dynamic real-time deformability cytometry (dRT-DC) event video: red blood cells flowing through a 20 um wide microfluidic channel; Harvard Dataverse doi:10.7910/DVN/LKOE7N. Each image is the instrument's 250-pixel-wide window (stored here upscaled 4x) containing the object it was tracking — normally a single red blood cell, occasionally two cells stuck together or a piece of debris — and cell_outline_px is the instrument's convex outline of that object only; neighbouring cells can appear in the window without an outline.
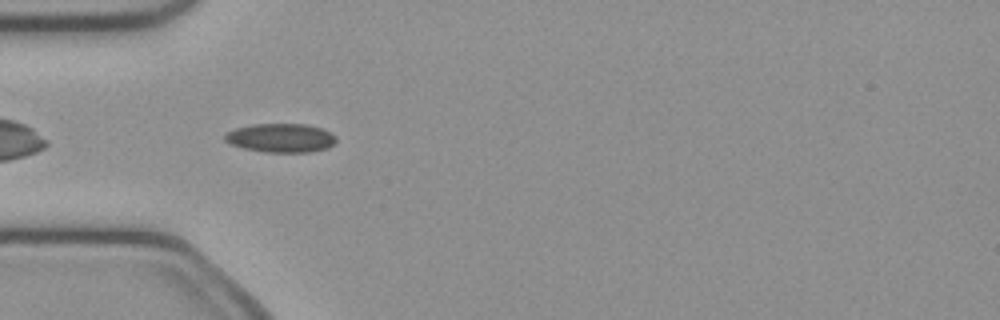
{"species": "common noctule bat (a hibernating species)", "species_latin": "Nyctalus noctula", "temperature_condition": "cold", "stored_images_in_passage": 38, "camera_frame_rate_fps": 3000, "um_per_image_px": 0.085, "animal": {"sex": "female", "body_mass_g": 21.9}, "frame": {"image": 1, "passage_image": 3, "time_ms": 0.667, "image_size_px": [1000, 320], "cell_outline_px": [[336, 140], [328, 148], [308, 152], [264, 152], [244, 148], [232, 144], [224, 140], [224, 136], [228, 132], [236, 128], [252, 124], [308, 124], [320, 128], [336, 136]], "centroid_in_image_um": [23.86, 11.72], "position_along_channel_um": 61.1, "area_um2": 18.55}}
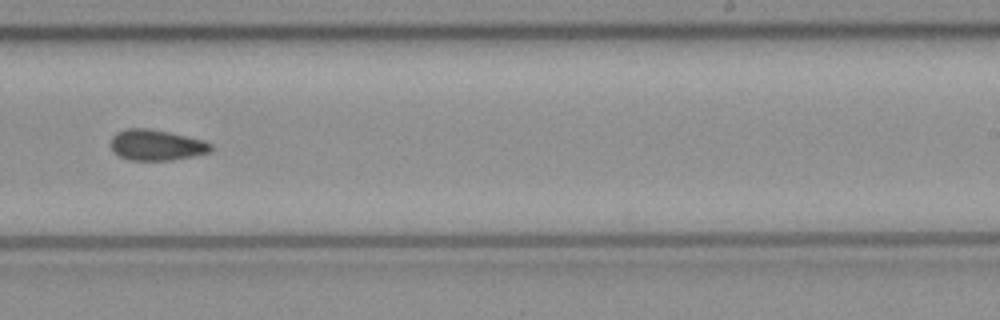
{"frame": {"image": 2, "passage_image": 19, "time_ms": 6.0, "image_size_px": [1000, 320], "cell_outline_px": [[212, 152], [172, 160], [132, 160], [120, 156], [112, 148], [112, 136], [116, 132], [128, 128], [148, 128], [168, 132], [204, 140], [212, 144]], "centroid_in_image_um": [13.33, 12.32], "position_along_channel_um": 275.7, "area_um2": 17.8}}
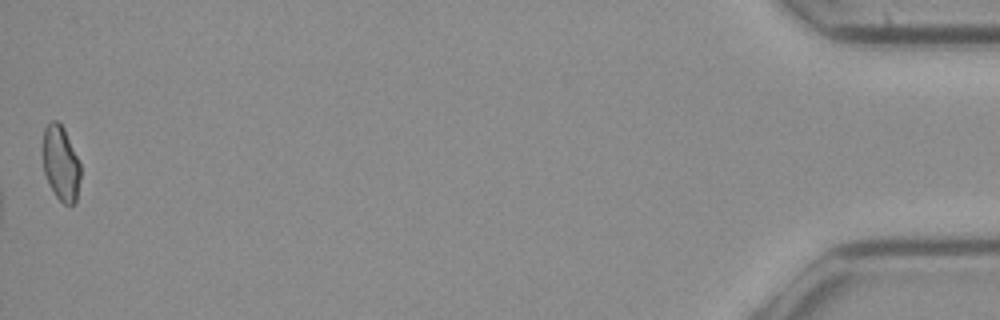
{"frame": {"image": 3, "passage_image": 38, "time_ms": 12.333, "image_size_px": [1000, 320], "cell_outline_px": [[80, 176], [76, 200], [72, 204], [64, 204], [56, 196], [44, 172], [44, 128], [52, 120], [56, 120], [64, 128], [80, 164]], "centroid_in_image_um": [5.18, 13.87], "position_along_channel_um": 430.0, "area_um2": 15.9}}